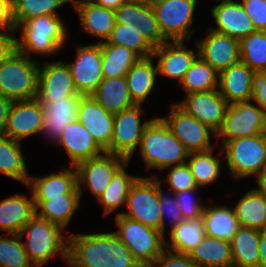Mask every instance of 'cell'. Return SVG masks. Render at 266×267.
<instances>
[{
  "label": "cell",
  "mask_w": 266,
  "mask_h": 267,
  "mask_svg": "<svg viewBox=\"0 0 266 267\" xmlns=\"http://www.w3.org/2000/svg\"><path fill=\"white\" fill-rule=\"evenodd\" d=\"M68 235L71 267H141L114 232Z\"/></svg>",
  "instance_id": "6da1fadb"
},
{
  "label": "cell",
  "mask_w": 266,
  "mask_h": 267,
  "mask_svg": "<svg viewBox=\"0 0 266 267\" xmlns=\"http://www.w3.org/2000/svg\"><path fill=\"white\" fill-rule=\"evenodd\" d=\"M60 16H40L16 26L21 38H16V50L30 59L31 54L50 56L60 52L68 40V31Z\"/></svg>",
  "instance_id": "7a4b0ae2"
},
{
  "label": "cell",
  "mask_w": 266,
  "mask_h": 267,
  "mask_svg": "<svg viewBox=\"0 0 266 267\" xmlns=\"http://www.w3.org/2000/svg\"><path fill=\"white\" fill-rule=\"evenodd\" d=\"M146 168L162 170L185 163L189 152L173 135L161 117H155L142 135L139 146Z\"/></svg>",
  "instance_id": "3957f363"
},
{
  "label": "cell",
  "mask_w": 266,
  "mask_h": 267,
  "mask_svg": "<svg viewBox=\"0 0 266 267\" xmlns=\"http://www.w3.org/2000/svg\"><path fill=\"white\" fill-rule=\"evenodd\" d=\"M23 241L29 260L35 267L48 263L50 258L59 255L68 260V236L64 229L35 214L23 227L19 235Z\"/></svg>",
  "instance_id": "277c9868"
},
{
  "label": "cell",
  "mask_w": 266,
  "mask_h": 267,
  "mask_svg": "<svg viewBox=\"0 0 266 267\" xmlns=\"http://www.w3.org/2000/svg\"><path fill=\"white\" fill-rule=\"evenodd\" d=\"M221 153L226 160L228 174L238 181L260 176L266 165V133L221 141Z\"/></svg>",
  "instance_id": "5b68a950"
},
{
  "label": "cell",
  "mask_w": 266,
  "mask_h": 267,
  "mask_svg": "<svg viewBox=\"0 0 266 267\" xmlns=\"http://www.w3.org/2000/svg\"><path fill=\"white\" fill-rule=\"evenodd\" d=\"M39 61L15 51L0 64V94L14 101L37 98Z\"/></svg>",
  "instance_id": "8992f818"
},
{
  "label": "cell",
  "mask_w": 266,
  "mask_h": 267,
  "mask_svg": "<svg viewBox=\"0 0 266 267\" xmlns=\"http://www.w3.org/2000/svg\"><path fill=\"white\" fill-rule=\"evenodd\" d=\"M118 231H113L130 250L141 267H151L165 249V235L122 214L115 216Z\"/></svg>",
  "instance_id": "52a82bcc"
},
{
  "label": "cell",
  "mask_w": 266,
  "mask_h": 267,
  "mask_svg": "<svg viewBox=\"0 0 266 267\" xmlns=\"http://www.w3.org/2000/svg\"><path fill=\"white\" fill-rule=\"evenodd\" d=\"M160 31L167 41H189L198 0H151Z\"/></svg>",
  "instance_id": "ba28073f"
},
{
  "label": "cell",
  "mask_w": 266,
  "mask_h": 267,
  "mask_svg": "<svg viewBox=\"0 0 266 267\" xmlns=\"http://www.w3.org/2000/svg\"><path fill=\"white\" fill-rule=\"evenodd\" d=\"M125 207L127 212H117L116 215L122 214L161 231L158 178L139 176L130 187Z\"/></svg>",
  "instance_id": "9c48e42d"
},
{
  "label": "cell",
  "mask_w": 266,
  "mask_h": 267,
  "mask_svg": "<svg viewBox=\"0 0 266 267\" xmlns=\"http://www.w3.org/2000/svg\"><path fill=\"white\" fill-rule=\"evenodd\" d=\"M144 110L142 105H134L114 114L113 134L106 153L116 154L131 161L138 151L142 135L154 118L141 120Z\"/></svg>",
  "instance_id": "30bf717a"
},
{
  "label": "cell",
  "mask_w": 266,
  "mask_h": 267,
  "mask_svg": "<svg viewBox=\"0 0 266 267\" xmlns=\"http://www.w3.org/2000/svg\"><path fill=\"white\" fill-rule=\"evenodd\" d=\"M161 119L189 153L215 148L211 144V136L216 138L217 133L187 114L175 102L172 103L168 116Z\"/></svg>",
  "instance_id": "8fae6325"
},
{
  "label": "cell",
  "mask_w": 266,
  "mask_h": 267,
  "mask_svg": "<svg viewBox=\"0 0 266 267\" xmlns=\"http://www.w3.org/2000/svg\"><path fill=\"white\" fill-rule=\"evenodd\" d=\"M251 101L228 104L224 122L217 132V141H228L266 133V118Z\"/></svg>",
  "instance_id": "7c38bea8"
},
{
  "label": "cell",
  "mask_w": 266,
  "mask_h": 267,
  "mask_svg": "<svg viewBox=\"0 0 266 267\" xmlns=\"http://www.w3.org/2000/svg\"><path fill=\"white\" fill-rule=\"evenodd\" d=\"M128 161L123 156L105 152L96 158L79 162L75 167L80 197L84 186L97 199L106 190L115 173Z\"/></svg>",
  "instance_id": "4fadbf2b"
},
{
  "label": "cell",
  "mask_w": 266,
  "mask_h": 267,
  "mask_svg": "<svg viewBox=\"0 0 266 267\" xmlns=\"http://www.w3.org/2000/svg\"><path fill=\"white\" fill-rule=\"evenodd\" d=\"M76 47L75 60L66 63L71 71L74 86L79 94L91 95L104 79L102 74V50L99 42Z\"/></svg>",
  "instance_id": "5bb4252c"
},
{
  "label": "cell",
  "mask_w": 266,
  "mask_h": 267,
  "mask_svg": "<svg viewBox=\"0 0 266 267\" xmlns=\"http://www.w3.org/2000/svg\"><path fill=\"white\" fill-rule=\"evenodd\" d=\"M176 104L216 133L223 125L228 107V103L218 88L186 94L184 100L178 101Z\"/></svg>",
  "instance_id": "9a60e30c"
},
{
  "label": "cell",
  "mask_w": 266,
  "mask_h": 267,
  "mask_svg": "<svg viewBox=\"0 0 266 267\" xmlns=\"http://www.w3.org/2000/svg\"><path fill=\"white\" fill-rule=\"evenodd\" d=\"M77 92L69 66L63 60L39 62L37 99L53 101L70 96Z\"/></svg>",
  "instance_id": "2e32d148"
},
{
  "label": "cell",
  "mask_w": 266,
  "mask_h": 267,
  "mask_svg": "<svg viewBox=\"0 0 266 267\" xmlns=\"http://www.w3.org/2000/svg\"><path fill=\"white\" fill-rule=\"evenodd\" d=\"M185 41H166L154 48L152 57L157 58L158 77L177 80H183L185 73L191 67L192 63L199 56L197 43H194L195 49L186 46Z\"/></svg>",
  "instance_id": "e0dca14e"
},
{
  "label": "cell",
  "mask_w": 266,
  "mask_h": 267,
  "mask_svg": "<svg viewBox=\"0 0 266 267\" xmlns=\"http://www.w3.org/2000/svg\"><path fill=\"white\" fill-rule=\"evenodd\" d=\"M208 30L205 37L196 40L199 56L218 73L239 63V39Z\"/></svg>",
  "instance_id": "ac0fdd59"
},
{
  "label": "cell",
  "mask_w": 266,
  "mask_h": 267,
  "mask_svg": "<svg viewBox=\"0 0 266 267\" xmlns=\"http://www.w3.org/2000/svg\"><path fill=\"white\" fill-rule=\"evenodd\" d=\"M43 119V106L37 98L14 101L11 104L3 134L18 141L40 134Z\"/></svg>",
  "instance_id": "d6986e66"
},
{
  "label": "cell",
  "mask_w": 266,
  "mask_h": 267,
  "mask_svg": "<svg viewBox=\"0 0 266 267\" xmlns=\"http://www.w3.org/2000/svg\"><path fill=\"white\" fill-rule=\"evenodd\" d=\"M84 95L78 94L59 100L40 101L43 106V125L40 135L54 144L64 129L77 119L78 107Z\"/></svg>",
  "instance_id": "ffe728a7"
},
{
  "label": "cell",
  "mask_w": 266,
  "mask_h": 267,
  "mask_svg": "<svg viewBox=\"0 0 266 267\" xmlns=\"http://www.w3.org/2000/svg\"><path fill=\"white\" fill-rule=\"evenodd\" d=\"M77 120L84 125L104 151L109 148L113 134L114 115L107 112L91 95L81 98Z\"/></svg>",
  "instance_id": "44dd1931"
},
{
  "label": "cell",
  "mask_w": 266,
  "mask_h": 267,
  "mask_svg": "<svg viewBox=\"0 0 266 267\" xmlns=\"http://www.w3.org/2000/svg\"><path fill=\"white\" fill-rule=\"evenodd\" d=\"M210 12L216 27H210L209 29L215 32L240 40L256 31L251 18L238 1L218 2L211 8Z\"/></svg>",
  "instance_id": "7402d4cb"
},
{
  "label": "cell",
  "mask_w": 266,
  "mask_h": 267,
  "mask_svg": "<svg viewBox=\"0 0 266 267\" xmlns=\"http://www.w3.org/2000/svg\"><path fill=\"white\" fill-rule=\"evenodd\" d=\"M54 144L66 150L70 158V166H76L81 161L96 158L105 153L77 119L64 129Z\"/></svg>",
  "instance_id": "603a6c76"
},
{
  "label": "cell",
  "mask_w": 266,
  "mask_h": 267,
  "mask_svg": "<svg viewBox=\"0 0 266 267\" xmlns=\"http://www.w3.org/2000/svg\"><path fill=\"white\" fill-rule=\"evenodd\" d=\"M33 199H49L61 197L66 194H80L77 184V171L75 166H65L60 172L46 176H30L26 185Z\"/></svg>",
  "instance_id": "cb8c5ba5"
},
{
  "label": "cell",
  "mask_w": 266,
  "mask_h": 267,
  "mask_svg": "<svg viewBox=\"0 0 266 267\" xmlns=\"http://www.w3.org/2000/svg\"><path fill=\"white\" fill-rule=\"evenodd\" d=\"M72 5L78 13L82 31L98 37L99 43L105 42L116 24L114 10L97 5L92 0H78Z\"/></svg>",
  "instance_id": "d4e9b609"
},
{
  "label": "cell",
  "mask_w": 266,
  "mask_h": 267,
  "mask_svg": "<svg viewBox=\"0 0 266 267\" xmlns=\"http://www.w3.org/2000/svg\"><path fill=\"white\" fill-rule=\"evenodd\" d=\"M253 74L254 71L242 62L219 73L218 89L228 104L251 101Z\"/></svg>",
  "instance_id": "484cf974"
},
{
  "label": "cell",
  "mask_w": 266,
  "mask_h": 267,
  "mask_svg": "<svg viewBox=\"0 0 266 267\" xmlns=\"http://www.w3.org/2000/svg\"><path fill=\"white\" fill-rule=\"evenodd\" d=\"M14 194L0 201V230L19 234L24 225L36 214L33 196Z\"/></svg>",
  "instance_id": "4316f807"
},
{
  "label": "cell",
  "mask_w": 266,
  "mask_h": 267,
  "mask_svg": "<svg viewBox=\"0 0 266 267\" xmlns=\"http://www.w3.org/2000/svg\"><path fill=\"white\" fill-rule=\"evenodd\" d=\"M153 60L152 56L140 58L125 75L129 95L135 105H143L156 86L158 71Z\"/></svg>",
  "instance_id": "83f0119b"
},
{
  "label": "cell",
  "mask_w": 266,
  "mask_h": 267,
  "mask_svg": "<svg viewBox=\"0 0 266 267\" xmlns=\"http://www.w3.org/2000/svg\"><path fill=\"white\" fill-rule=\"evenodd\" d=\"M36 214L45 220L57 224L64 230L81 204L80 194H66L49 199H33Z\"/></svg>",
  "instance_id": "f1b7e54d"
},
{
  "label": "cell",
  "mask_w": 266,
  "mask_h": 267,
  "mask_svg": "<svg viewBox=\"0 0 266 267\" xmlns=\"http://www.w3.org/2000/svg\"><path fill=\"white\" fill-rule=\"evenodd\" d=\"M207 204L202 213L206 235L230 242L240 227L233 207Z\"/></svg>",
  "instance_id": "f546056e"
},
{
  "label": "cell",
  "mask_w": 266,
  "mask_h": 267,
  "mask_svg": "<svg viewBox=\"0 0 266 267\" xmlns=\"http://www.w3.org/2000/svg\"><path fill=\"white\" fill-rule=\"evenodd\" d=\"M91 96L113 115L135 105L129 95L125 76L104 78Z\"/></svg>",
  "instance_id": "4dcf8cb0"
},
{
  "label": "cell",
  "mask_w": 266,
  "mask_h": 267,
  "mask_svg": "<svg viewBox=\"0 0 266 267\" xmlns=\"http://www.w3.org/2000/svg\"><path fill=\"white\" fill-rule=\"evenodd\" d=\"M233 207L240 226L266 229V193L258 187L250 189Z\"/></svg>",
  "instance_id": "1f68e13d"
},
{
  "label": "cell",
  "mask_w": 266,
  "mask_h": 267,
  "mask_svg": "<svg viewBox=\"0 0 266 267\" xmlns=\"http://www.w3.org/2000/svg\"><path fill=\"white\" fill-rule=\"evenodd\" d=\"M21 147V141L0 134V173L26 186L30 176Z\"/></svg>",
  "instance_id": "d6a6232c"
},
{
  "label": "cell",
  "mask_w": 266,
  "mask_h": 267,
  "mask_svg": "<svg viewBox=\"0 0 266 267\" xmlns=\"http://www.w3.org/2000/svg\"><path fill=\"white\" fill-rule=\"evenodd\" d=\"M168 231L170 241L165 239V249L183 254H189L206 235L202 216L185 219Z\"/></svg>",
  "instance_id": "836d02e7"
},
{
  "label": "cell",
  "mask_w": 266,
  "mask_h": 267,
  "mask_svg": "<svg viewBox=\"0 0 266 267\" xmlns=\"http://www.w3.org/2000/svg\"><path fill=\"white\" fill-rule=\"evenodd\" d=\"M188 255L200 267H225L233 264L230 242L208 235Z\"/></svg>",
  "instance_id": "e575fe53"
},
{
  "label": "cell",
  "mask_w": 266,
  "mask_h": 267,
  "mask_svg": "<svg viewBox=\"0 0 266 267\" xmlns=\"http://www.w3.org/2000/svg\"><path fill=\"white\" fill-rule=\"evenodd\" d=\"M260 230L240 226L230 241L233 264L259 267Z\"/></svg>",
  "instance_id": "d590c367"
},
{
  "label": "cell",
  "mask_w": 266,
  "mask_h": 267,
  "mask_svg": "<svg viewBox=\"0 0 266 267\" xmlns=\"http://www.w3.org/2000/svg\"><path fill=\"white\" fill-rule=\"evenodd\" d=\"M130 161L126 162L113 176L110 184L97 198V203L103 206V215L109 216L116 209L126 206L127 196L131 185L135 182L138 176H133L127 173L126 168Z\"/></svg>",
  "instance_id": "8d00e7d4"
},
{
  "label": "cell",
  "mask_w": 266,
  "mask_h": 267,
  "mask_svg": "<svg viewBox=\"0 0 266 267\" xmlns=\"http://www.w3.org/2000/svg\"><path fill=\"white\" fill-rule=\"evenodd\" d=\"M102 50L103 78L124 77L132 65L141 57L125 46L100 43Z\"/></svg>",
  "instance_id": "74e56055"
},
{
  "label": "cell",
  "mask_w": 266,
  "mask_h": 267,
  "mask_svg": "<svg viewBox=\"0 0 266 267\" xmlns=\"http://www.w3.org/2000/svg\"><path fill=\"white\" fill-rule=\"evenodd\" d=\"M213 148L204 152H191L186 160L198 188L218 181L222 173L221 156L214 154ZM217 155V156H216Z\"/></svg>",
  "instance_id": "f35d334b"
},
{
  "label": "cell",
  "mask_w": 266,
  "mask_h": 267,
  "mask_svg": "<svg viewBox=\"0 0 266 267\" xmlns=\"http://www.w3.org/2000/svg\"><path fill=\"white\" fill-rule=\"evenodd\" d=\"M219 73L198 56L180 82L186 94L218 88Z\"/></svg>",
  "instance_id": "ab89813d"
},
{
  "label": "cell",
  "mask_w": 266,
  "mask_h": 267,
  "mask_svg": "<svg viewBox=\"0 0 266 267\" xmlns=\"http://www.w3.org/2000/svg\"><path fill=\"white\" fill-rule=\"evenodd\" d=\"M240 62L254 72H266V31H255L239 40Z\"/></svg>",
  "instance_id": "60d3db41"
},
{
  "label": "cell",
  "mask_w": 266,
  "mask_h": 267,
  "mask_svg": "<svg viewBox=\"0 0 266 267\" xmlns=\"http://www.w3.org/2000/svg\"><path fill=\"white\" fill-rule=\"evenodd\" d=\"M68 0H12L15 26L40 16H59L57 9Z\"/></svg>",
  "instance_id": "b9f144b4"
},
{
  "label": "cell",
  "mask_w": 266,
  "mask_h": 267,
  "mask_svg": "<svg viewBox=\"0 0 266 267\" xmlns=\"http://www.w3.org/2000/svg\"><path fill=\"white\" fill-rule=\"evenodd\" d=\"M138 31L133 24H125L124 26L116 23L106 42L132 49L141 58L151 57L154 48Z\"/></svg>",
  "instance_id": "7bdbcfd3"
},
{
  "label": "cell",
  "mask_w": 266,
  "mask_h": 267,
  "mask_svg": "<svg viewBox=\"0 0 266 267\" xmlns=\"http://www.w3.org/2000/svg\"><path fill=\"white\" fill-rule=\"evenodd\" d=\"M8 235H0V267H35L25 251L23 238L19 234Z\"/></svg>",
  "instance_id": "ee69618b"
},
{
  "label": "cell",
  "mask_w": 266,
  "mask_h": 267,
  "mask_svg": "<svg viewBox=\"0 0 266 267\" xmlns=\"http://www.w3.org/2000/svg\"><path fill=\"white\" fill-rule=\"evenodd\" d=\"M158 178V197H159V203H160V213H161V232L165 235L166 230V216L169 220L168 227L169 230L173 227L177 226L178 224L182 223L185 219L183 217L181 209L177 206V199L175 197V193H172L168 191L167 193H164V190L162 189L163 181L160 179V177L156 175ZM171 221V222H170Z\"/></svg>",
  "instance_id": "f6af8a7d"
},
{
  "label": "cell",
  "mask_w": 266,
  "mask_h": 267,
  "mask_svg": "<svg viewBox=\"0 0 266 267\" xmlns=\"http://www.w3.org/2000/svg\"><path fill=\"white\" fill-rule=\"evenodd\" d=\"M137 29L153 48L167 41L160 31L151 2H142V20Z\"/></svg>",
  "instance_id": "bcb514c9"
},
{
  "label": "cell",
  "mask_w": 266,
  "mask_h": 267,
  "mask_svg": "<svg viewBox=\"0 0 266 267\" xmlns=\"http://www.w3.org/2000/svg\"><path fill=\"white\" fill-rule=\"evenodd\" d=\"M168 168L169 172L163 181L169 185L170 192L177 193L198 188L187 162L169 166L163 170Z\"/></svg>",
  "instance_id": "7dc6e473"
},
{
  "label": "cell",
  "mask_w": 266,
  "mask_h": 267,
  "mask_svg": "<svg viewBox=\"0 0 266 267\" xmlns=\"http://www.w3.org/2000/svg\"><path fill=\"white\" fill-rule=\"evenodd\" d=\"M198 189L199 188L175 193L178 202L177 206L181 209L184 219H193L202 216L205 204L194 197Z\"/></svg>",
  "instance_id": "c3c4849f"
},
{
  "label": "cell",
  "mask_w": 266,
  "mask_h": 267,
  "mask_svg": "<svg viewBox=\"0 0 266 267\" xmlns=\"http://www.w3.org/2000/svg\"><path fill=\"white\" fill-rule=\"evenodd\" d=\"M115 20L117 24H133L135 27L141 25L142 20V2H125L115 11Z\"/></svg>",
  "instance_id": "681fc988"
},
{
  "label": "cell",
  "mask_w": 266,
  "mask_h": 267,
  "mask_svg": "<svg viewBox=\"0 0 266 267\" xmlns=\"http://www.w3.org/2000/svg\"><path fill=\"white\" fill-rule=\"evenodd\" d=\"M244 10L249 15L257 31H266V0H242Z\"/></svg>",
  "instance_id": "f907efd6"
},
{
  "label": "cell",
  "mask_w": 266,
  "mask_h": 267,
  "mask_svg": "<svg viewBox=\"0 0 266 267\" xmlns=\"http://www.w3.org/2000/svg\"><path fill=\"white\" fill-rule=\"evenodd\" d=\"M151 267H200L188 254L164 249Z\"/></svg>",
  "instance_id": "816d5d0a"
},
{
  "label": "cell",
  "mask_w": 266,
  "mask_h": 267,
  "mask_svg": "<svg viewBox=\"0 0 266 267\" xmlns=\"http://www.w3.org/2000/svg\"><path fill=\"white\" fill-rule=\"evenodd\" d=\"M251 91V100L262 110L266 118V72H254Z\"/></svg>",
  "instance_id": "f5cc1de1"
},
{
  "label": "cell",
  "mask_w": 266,
  "mask_h": 267,
  "mask_svg": "<svg viewBox=\"0 0 266 267\" xmlns=\"http://www.w3.org/2000/svg\"><path fill=\"white\" fill-rule=\"evenodd\" d=\"M14 34H17V32L0 30V64L17 51Z\"/></svg>",
  "instance_id": "db71d44e"
},
{
  "label": "cell",
  "mask_w": 266,
  "mask_h": 267,
  "mask_svg": "<svg viewBox=\"0 0 266 267\" xmlns=\"http://www.w3.org/2000/svg\"><path fill=\"white\" fill-rule=\"evenodd\" d=\"M0 30L16 31L12 0H0Z\"/></svg>",
  "instance_id": "11a10c76"
},
{
  "label": "cell",
  "mask_w": 266,
  "mask_h": 267,
  "mask_svg": "<svg viewBox=\"0 0 266 267\" xmlns=\"http://www.w3.org/2000/svg\"><path fill=\"white\" fill-rule=\"evenodd\" d=\"M12 101L0 94V134L4 133Z\"/></svg>",
  "instance_id": "9f6ffc18"
},
{
  "label": "cell",
  "mask_w": 266,
  "mask_h": 267,
  "mask_svg": "<svg viewBox=\"0 0 266 267\" xmlns=\"http://www.w3.org/2000/svg\"><path fill=\"white\" fill-rule=\"evenodd\" d=\"M259 257V267H266V229L260 230Z\"/></svg>",
  "instance_id": "6f0895ef"
},
{
  "label": "cell",
  "mask_w": 266,
  "mask_h": 267,
  "mask_svg": "<svg viewBox=\"0 0 266 267\" xmlns=\"http://www.w3.org/2000/svg\"><path fill=\"white\" fill-rule=\"evenodd\" d=\"M92 1H94L97 5L103 6L105 8L114 11L126 2V0H92Z\"/></svg>",
  "instance_id": "680465c9"
},
{
  "label": "cell",
  "mask_w": 266,
  "mask_h": 267,
  "mask_svg": "<svg viewBox=\"0 0 266 267\" xmlns=\"http://www.w3.org/2000/svg\"><path fill=\"white\" fill-rule=\"evenodd\" d=\"M256 183L258 185V188L266 193V165L260 176L256 179Z\"/></svg>",
  "instance_id": "91938a15"
},
{
  "label": "cell",
  "mask_w": 266,
  "mask_h": 267,
  "mask_svg": "<svg viewBox=\"0 0 266 267\" xmlns=\"http://www.w3.org/2000/svg\"><path fill=\"white\" fill-rule=\"evenodd\" d=\"M151 0H126V2H150Z\"/></svg>",
  "instance_id": "94428289"
},
{
  "label": "cell",
  "mask_w": 266,
  "mask_h": 267,
  "mask_svg": "<svg viewBox=\"0 0 266 267\" xmlns=\"http://www.w3.org/2000/svg\"><path fill=\"white\" fill-rule=\"evenodd\" d=\"M225 267H243V266H239V265H236V264H230V265H227Z\"/></svg>",
  "instance_id": "6125c7cd"
},
{
  "label": "cell",
  "mask_w": 266,
  "mask_h": 267,
  "mask_svg": "<svg viewBox=\"0 0 266 267\" xmlns=\"http://www.w3.org/2000/svg\"><path fill=\"white\" fill-rule=\"evenodd\" d=\"M214 1H216V3H217V2H222V1H231V0H214Z\"/></svg>",
  "instance_id": "be15d7a7"
},
{
  "label": "cell",
  "mask_w": 266,
  "mask_h": 267,
  "mask_svg": "<svg viewBox=\"0 0 266 267\" xmlns=\"http://www.w3.org/2000/svg\"><path fill=\"white\" fill-rule=\"evenodd\" d=\"M68 1L71 2V3H73V2L78 1V0H68Z\"/></svg>",
  "instance_id": "e7e4bbea"
}]
</instances>
